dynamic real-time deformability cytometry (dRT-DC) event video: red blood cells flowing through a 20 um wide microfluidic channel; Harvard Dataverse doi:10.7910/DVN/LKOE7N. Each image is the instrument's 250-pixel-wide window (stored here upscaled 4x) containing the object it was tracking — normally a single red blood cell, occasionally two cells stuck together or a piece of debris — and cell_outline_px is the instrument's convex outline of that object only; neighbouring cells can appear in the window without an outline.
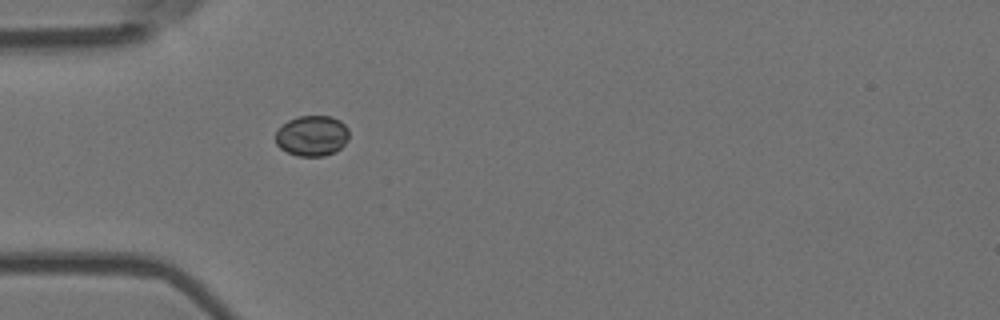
{"species": "Egyptian fruit bat (a non-hibernating species)", "species_latin": "Rousettus aegyptiacus", "temperature_condition": "room temperature", "stored_images_in_passage": 1, "camera_frame_rate_fps": 3000, "um_per_image_px": 0.085, "animal": {"sex": "female"}, "frame": {"image": 1, "passage_image": 1, "time_ms": 0.0, "image_size_px": [1000, 320], "cell_outline_px": [[348, 140], [340, 148], [324, 156], [300, 156], [288, 152], [280, 148], [276, 144], [276, 132], [288, 120], [300, 116], [332, 116], [340, 120], [348, 128]], "centroid_in_image_um": [26.53, 11.53], "position_along_channel_um": 58.5, "area_um2": 17.22}}